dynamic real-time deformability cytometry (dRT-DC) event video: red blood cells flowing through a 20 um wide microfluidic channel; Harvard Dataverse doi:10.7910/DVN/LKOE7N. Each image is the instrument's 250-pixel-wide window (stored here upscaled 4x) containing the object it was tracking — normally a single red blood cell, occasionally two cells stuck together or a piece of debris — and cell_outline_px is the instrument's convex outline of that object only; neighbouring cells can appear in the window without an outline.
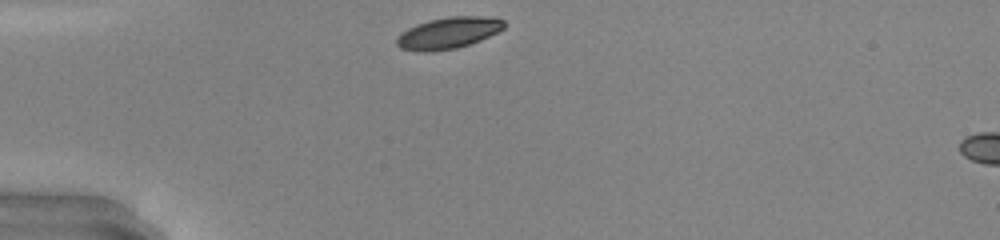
{"species": "common noctule bat (a hibernating species)", "species_latin": "Nyctalus noctula", "temperature_condition": "warm", "stored_images_in_passage": 4, "camera_frame_rate_fps": 3000, "um_per_image_px": 0.085, "animal": {"sex": "male", "body_mass_g": 20.0, "forearm_length_mm": 53.3}, "frame": {"image": 1, "passage_image": 1, "time_ms": 0.0, "image_size_px": [1000, 240], "cell_outline_px": [[504, 28], [480, 40], [456, 48], [424, 52], [420, 52], [400, 48], [396, 44], [396, 36], [400, 32], [416, 24], [432, 20], [452, 16], [480, 16], [504, 20]], "centroid_in_image_um": [38.05, 2.81], "position_along_channel_um": 47.0, "area_um2": 19.42}}